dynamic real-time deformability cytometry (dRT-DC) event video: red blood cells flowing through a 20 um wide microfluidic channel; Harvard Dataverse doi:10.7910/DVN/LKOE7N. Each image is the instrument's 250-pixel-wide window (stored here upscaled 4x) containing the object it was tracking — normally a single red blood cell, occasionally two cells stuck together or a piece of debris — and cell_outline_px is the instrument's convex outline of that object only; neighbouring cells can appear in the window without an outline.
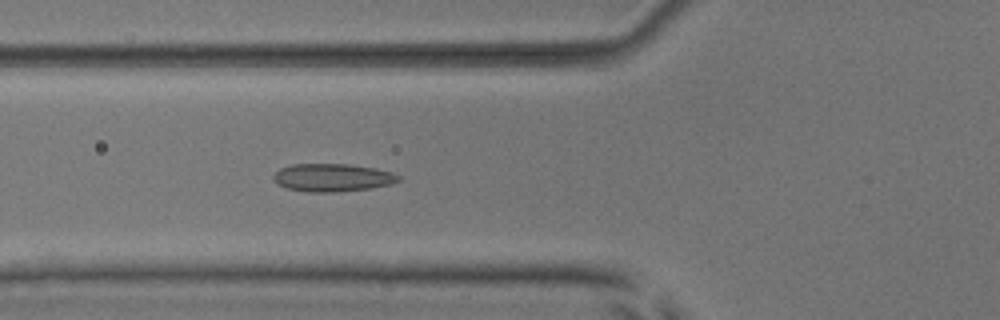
{"species": "common noctule bat (a hibernating species)", "species_latin": "Nyctalus noctula", "temperature_condition": "room temperature", "stored_images_in_passage": 52, "camera_frame_rate_fps": 3000, "um_per_image_px": 0.085, "animal": {"sex": "male", "body_mass_g": 17.9, "forearm_length_mm": 54.2}, "frame": {"image": 1, "passage_image": 20, "time_ms": 6.333, "image_size_px": [1000, 320], "cell_outline_px": [[400, 180], [388, 184], [372, 188], [336, 192], [308, 192], [288, 188], [276, 184], [272, 180], [272, 176], [280, 168], [292, 164], [348, 164], [376, 168], [392, 172], [400, 176]], "centroid_in_image_um": [28.23, 15.09], "position_along_channel_um": 97.6, "area_um2": 20.4}}
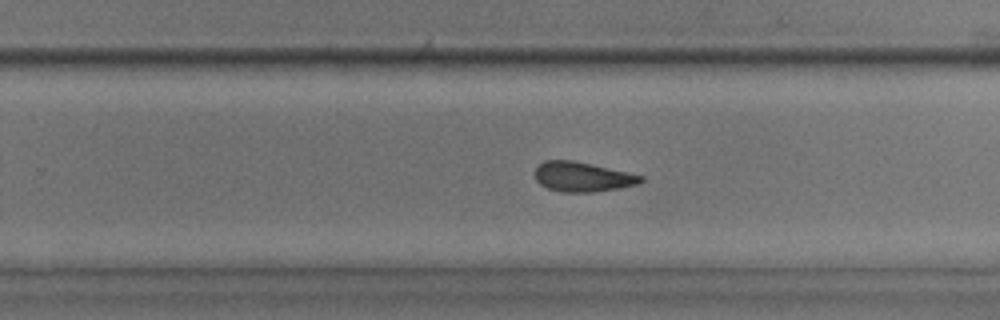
{"frame": {"image": 2, "passage_image": 34, "time_ms": 11.0, "image_size_px": [1000, 320], "cell_outline_px": [[644, 180], [636, 184], [616, 188], [592, 192], [560, 192], [548, 188], [540, 184], [536, 180], [532, 172], [544, 160], [572, 160], [592, 164], [644, 176]], "centroid_in_image_um": [49.45, 15.02], "position_along_channel_um": 280.4, "area_um2": 18.26}}
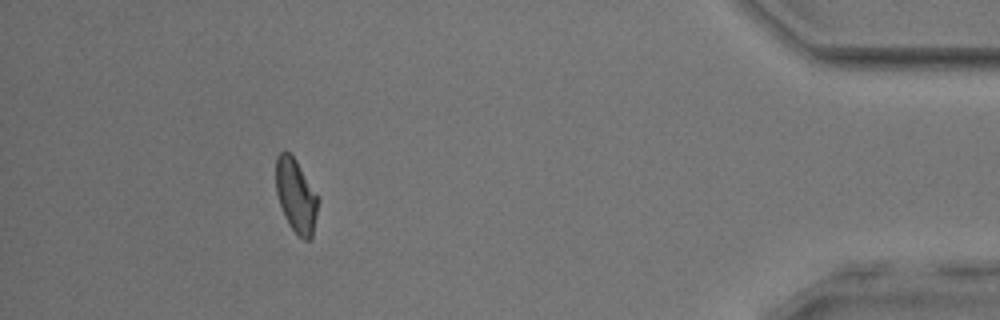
{"frame": {"image": 3, "passage_image": 48, "time_ms": 15.667, "image_size_px": [1000, 320], "cell_outline_px": [[320, 200], [312, 236], [308, 240], [304, 240], [288, 224], [284, 216], [276, 192], [276, 156], [284, 148], [296, 160], [320, 196]], "centroid_in_image_um": [25.18, 16.6], "position_along_channel_um": 410.0, "area_um2": 18.38}, "authors_computed_cell_mechanics": {"area_um2": 19.1318, "velocity_mm_per_s": 3.9243, "shape_relaxation_time_tau1_ms": 7.0028, "shape_relaxation_time_tau2_ms": 2.7301, "deformation_change_tau1": 0.123, "deformation_change_tau2": 0.0892}}